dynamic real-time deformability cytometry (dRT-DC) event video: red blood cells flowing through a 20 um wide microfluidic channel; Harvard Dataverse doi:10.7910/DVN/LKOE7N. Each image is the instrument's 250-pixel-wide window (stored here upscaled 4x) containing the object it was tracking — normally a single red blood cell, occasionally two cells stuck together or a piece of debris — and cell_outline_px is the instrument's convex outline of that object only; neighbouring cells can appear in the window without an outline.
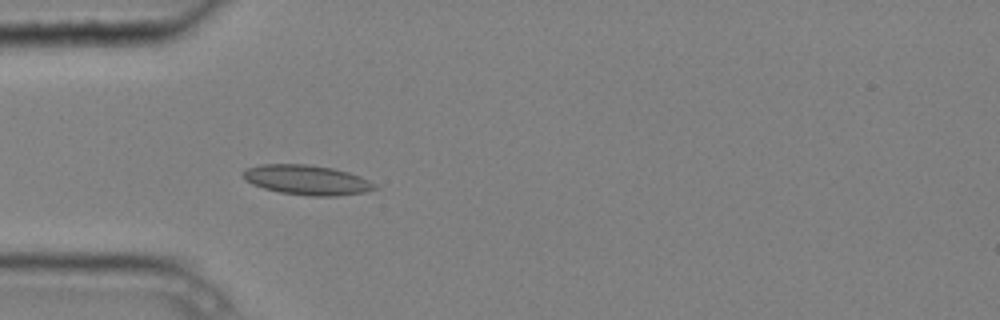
{"species": "common noctule bat (a hibernating species)", "species_latin": "Nyctalus noctula", "temperature_condition": "cold", "stored_images_in_passage": 4, "camera_frame_rate_fps": 3000, "um_per_image_px": 0.085, "animal": {"sex": "male", "body_mass_g": 20.4}, "frame": {"image": 1, "passage_image": 4, "time_ms": 1.0, "image_size_px": [1000, 320], "cell_outline_px": [[380, 188], [364, 192], [336, 196], [308, 196], [280, 192], [264, 188], [252, 184], [244, 180], [244, 168], [260, 164], [308, 164], [332, 168], [348, 172], [360, 176], [376, 184]], "centroid_in_image_um": [26.09, 15.29], "position_along_channel_um": 58.9, "area_um2": 22.95}}